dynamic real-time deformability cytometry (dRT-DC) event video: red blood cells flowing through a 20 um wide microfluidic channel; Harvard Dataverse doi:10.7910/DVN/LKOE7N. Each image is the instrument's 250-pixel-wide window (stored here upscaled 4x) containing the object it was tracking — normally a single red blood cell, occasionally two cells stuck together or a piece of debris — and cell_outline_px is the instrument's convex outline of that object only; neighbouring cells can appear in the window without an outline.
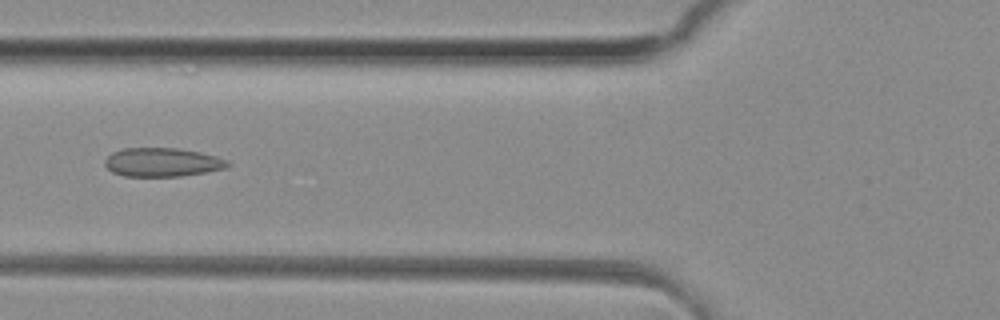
{"species": "common noctule bat (a hibernating species)", "species_latin": "Nyctalus noctula", "temperature_condition": "room temperature", "stored_images_in_passage": 49, "camera_frame_rate_fps": 3000, "um_per_image_px": 0.085, "animal": {"sex": "female", "body_mass_g": 29.2, "forearm_length_mm": 56.3}, "frame": {"image": 1, "passage_image": 19, "time_ms": 6.0, "image_size_px": [1000, 320], "cell_outline_px": [[232, 164], [224, 168], [204, 172], [180, 176], [124, 176], [112, 172], [104, 164], [104, 160], [112, 152], [124, 148], [176, 148], [200, 152], [216, 156], [228, 160]], "centroid_in_image_um": [13.78, 13.78], "position_along_channel_um": 112.0, "area_um2": 20.52}}
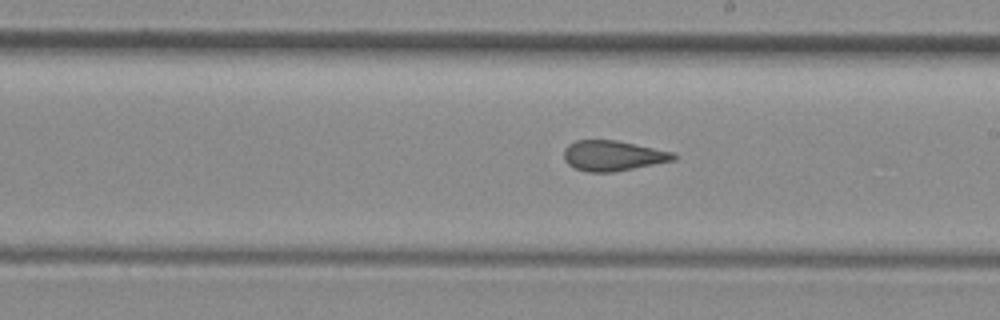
{"frame": {"image": 2, "passage_image": 28, "time_ms": 9.0, "image_size_px": [1000, 320], "cell_outline_px": [[676, 160], [612, 172], [588, 172], [576, 168], [568, 164], [564, 160], [564, 148], [568, 144], [576, 140], [616, 140], [636, 144], [672, 152], [676, 156]], "centroid_in_image_um": [52.07, 13.23], "position_along_channel_um": 236.9, "area_um2": 19.25}}
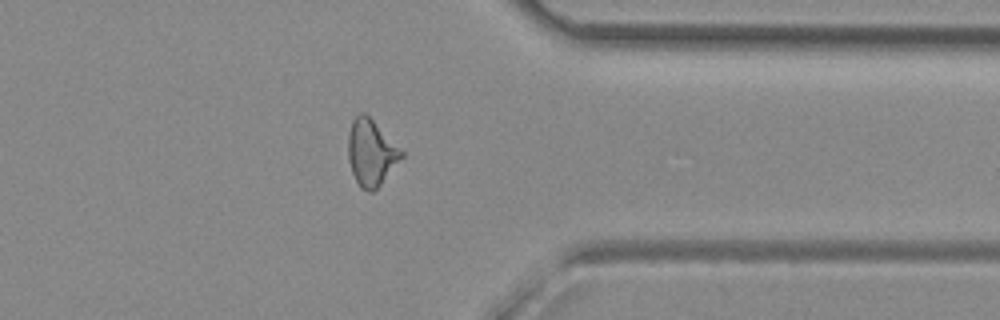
{"frame": {"image": 3, "passage_image": 39, "time_ms": 12.667, "image_size_px": [1000, 320], "cell_outline_px": [[404, 156], [380, 184], [372, 192], [368, 192], [360, 188], [352, 172], [348, 160], [348, 132], [352, 120], [360, 112], [364, 112], [404, 152]], "centroid_in_image_um": [31.52, 12.98], "position_along_channel_um": 379.9, "area_um2": 20.35}, "authors_computed_cell_mechanics": {"area_um2": 20.519, "velocity_mm_per_s": 4.1525, "shape_relaxation_time_tau1_ms": null, "shape_relaxation_time_tau2_ms": 1.4833, "deformation_change_tau1": null, "deformation_change_tau2": 0.0693}}